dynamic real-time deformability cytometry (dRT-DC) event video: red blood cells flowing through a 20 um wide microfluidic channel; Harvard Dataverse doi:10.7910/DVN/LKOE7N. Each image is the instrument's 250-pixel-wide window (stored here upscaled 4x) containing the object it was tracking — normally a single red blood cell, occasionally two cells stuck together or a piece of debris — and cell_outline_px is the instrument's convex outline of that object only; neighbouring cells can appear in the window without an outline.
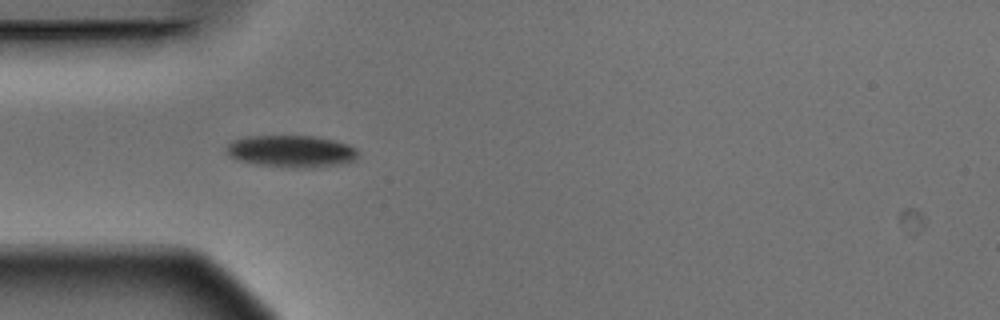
{"species": "Egyptian fruit bat (a non-hibernating species)", "species_latin": "Rousettus aegyptiacus", "temperature_condition": "warm", "stored_images_in_passage": 6, "camera_frame_rate_fps": 3000, "um_per_image_px": 0.085, "animal": {"sex": "male"}, "frame": {"image": 1, "passage_image": 5, "time_ms": 1.333, "image_size_px": [1000, 320], "cell_outline_px": [[360, 152], [356, 160], [340, 164], [312, 168], [260, 164], [240, 160], [232, 156], [228, 152], [228, 144], [232, 140], [248, 136], [316, 136], [348, 144], [356, 148]], "centroid_in_image_um": [24.85, 12.84], "position_along_channel_um": 60.1, "area_um2": 24.16}}
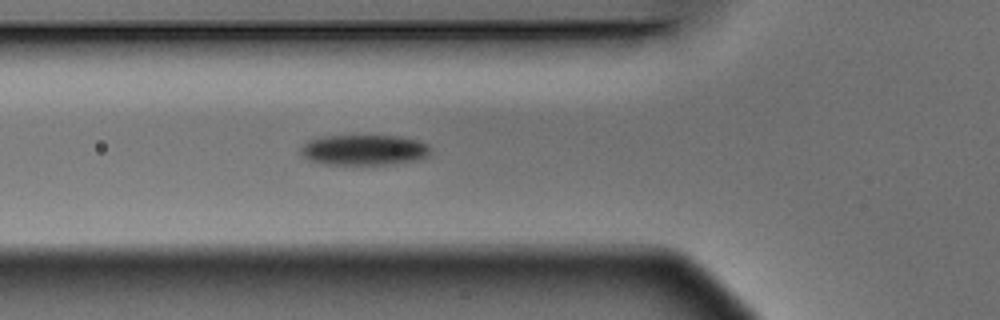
{"frame": {"image": 2, "passage_image": 6, "time_ms": 1.667, "image_size_px": [1000, 320], "cell_outline_px": [[428, 156], [420, 160], [396, 164], [324, 164], [308, 160], [300, 152], [300, 148], [308, 140], [320, 136], [400, 136], [416, 140], [428, 144]], "centroid_in_image_um": [30.93, 12.75], "position_along_channel_um": 94.9, "area_um2": 23.12}}